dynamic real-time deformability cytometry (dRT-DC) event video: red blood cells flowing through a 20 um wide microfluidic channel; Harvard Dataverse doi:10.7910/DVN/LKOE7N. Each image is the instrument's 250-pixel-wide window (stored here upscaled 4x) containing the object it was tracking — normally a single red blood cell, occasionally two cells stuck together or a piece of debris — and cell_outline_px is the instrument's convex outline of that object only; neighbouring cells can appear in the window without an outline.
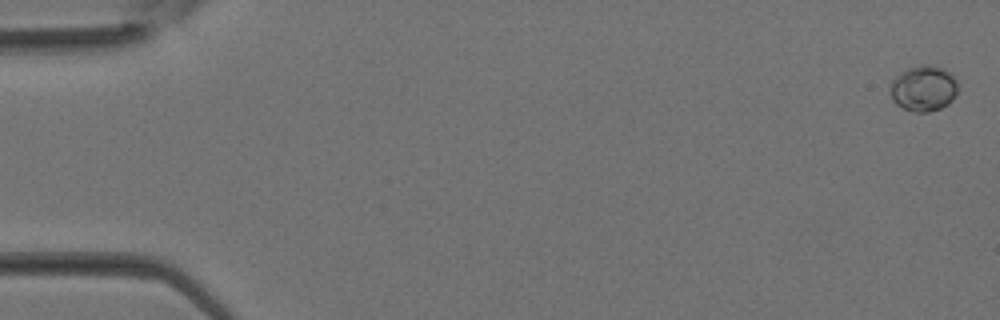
{"species": "Egyptian fruit bat (a non-hibernating species)", "species_latin": "Rousettus aegyptiacus", "temperature_condition": "room temperature", "stored_images_in_passage": 33, "camera_frame_rate_fps": 3000, "um_per_image_px": 0.085, "animal": {"sex": "female"}, "frame": {"image": 1, "passage_image": 1, "time_ms": 0.0, "image_size_px": [1000, 320], "cell_outline_px": [[956, 92], [952, 100], [948, 104], [940, 108], [928, 112], [912, 112], [896, 104], [892, 100], [892, 80], [900, 72], [908, 68], [924, 64], [928, 64], [944, 68], [952, 72], [956, 80]], "centroid_in_image_um": [78.52, 7.5], "position_along_channel_um": 6.5, "area_um2": 17.98}}
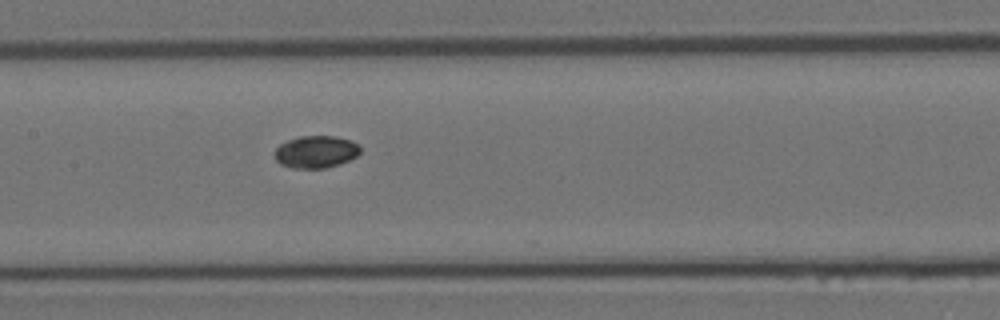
{"frame": {"image": 2, "passage_image": 18, "time_ms": 5.667, "image_size_px": [1000, 320], "cell_outline_px": [[360, 152], [356, 156], [340, 164], [324, 168], [292, 168], [280, 164], [276, 160], [276, 148], [280, 144], [288, 140], [300, 136], [336, 136], [352, 140], [360, 148]], "centroid_in_image_um": [26.86, 12.9], "position_along_channel_um": 180.5, "area_um2": 16.01}}
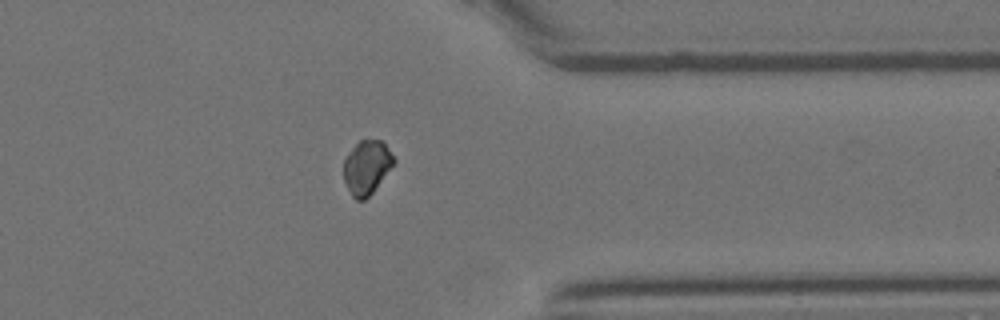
{"frame": {"image": 3, "passage_image": 29, "time_ms": 9.333, "image_size_px": [1000, 320], "cell_outline_px": [[396, 160], [372, 192], [364, 200], [356, 200], [352, 196], [344, 180], [344, 160], [348, 152], [360, 140], [384, 140]], "centroid_in_image_um": [31.17, 14.19], "position_along_channel_um": 380.2, "area_um2": 15.55}}